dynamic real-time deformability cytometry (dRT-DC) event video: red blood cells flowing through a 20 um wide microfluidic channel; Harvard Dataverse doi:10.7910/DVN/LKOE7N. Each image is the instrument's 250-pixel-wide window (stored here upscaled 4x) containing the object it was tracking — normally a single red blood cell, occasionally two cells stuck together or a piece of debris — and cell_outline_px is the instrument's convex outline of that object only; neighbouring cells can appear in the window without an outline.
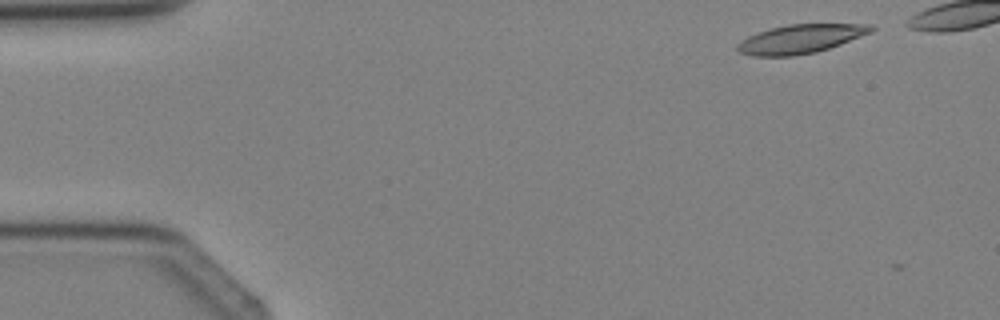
{"species": "Egyptian fruit bat (a non-hibernating species)", "species_latin": "Rousettus aegyptiacus", "temperature_condition": "cold", "stored_images_in_passage": 4, "camera_frame_rate_fps": 3000, "um_per_image_px": 0.085, "animal": {"sex": "female"}, "frame": {"image": 1, "passage_image": 1, "time_ms": 0.0, "image_size_px": [1000, 320], "cell_outline_px": [[876, 28], [872, 32], [840, 44], [816, 52], [792, 56], [752, 56], [740, 52], [736, 48], [736, 44], [748, 36], [756, 32], [788, 24], [872, 24]], "centroid_in_image_um": [68.04, 3.3], "position_along_channel_um": 17.0, "area_um2": 22.43}}